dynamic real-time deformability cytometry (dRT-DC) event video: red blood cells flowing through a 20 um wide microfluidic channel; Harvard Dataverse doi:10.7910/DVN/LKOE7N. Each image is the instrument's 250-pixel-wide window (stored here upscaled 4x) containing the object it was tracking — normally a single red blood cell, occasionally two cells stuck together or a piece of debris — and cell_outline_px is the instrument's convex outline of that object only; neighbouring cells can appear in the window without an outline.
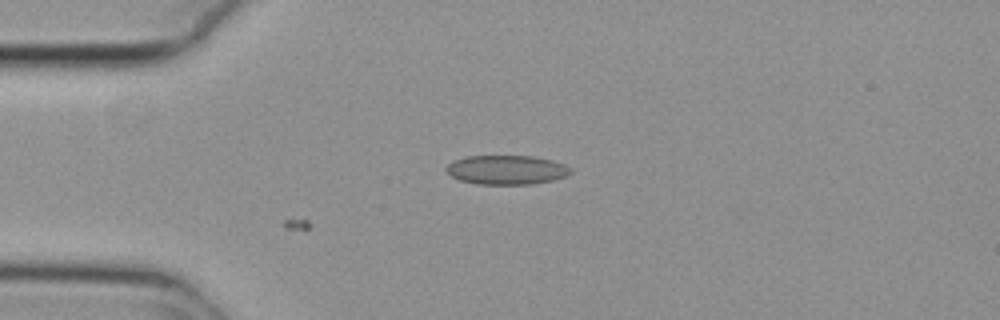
{"species": "common noctule bat (a hibernating species)", "species_latin": "Nyctalus noctula", "temperature_condition": "cold", "stored_images_in_passage": 2, "camera_frame_rate_fps": 3000, "um_per_image_px": 0.085, "animal": {"sex": "female", "body_mass_g": 29.2, "forearm_length_mm": 56.3}, "frame": {"image": 1, "passage_image": 2, "time_ms": 0.333, "image_size_px": [1000, 320], "cell_outline_px": [[572, 172], [568, 176], [552, 180], [532, 184], [476, 184], [460, 180], [452, 176], [444, 168], [452, 160], [468, 156], [532, 156], [552, 160], [564, 164], [572, 168]], "centroid_in_image_um": [43.07, 14.43], "position_along_channel_um": 41.9, "area_um2": 21.27}}